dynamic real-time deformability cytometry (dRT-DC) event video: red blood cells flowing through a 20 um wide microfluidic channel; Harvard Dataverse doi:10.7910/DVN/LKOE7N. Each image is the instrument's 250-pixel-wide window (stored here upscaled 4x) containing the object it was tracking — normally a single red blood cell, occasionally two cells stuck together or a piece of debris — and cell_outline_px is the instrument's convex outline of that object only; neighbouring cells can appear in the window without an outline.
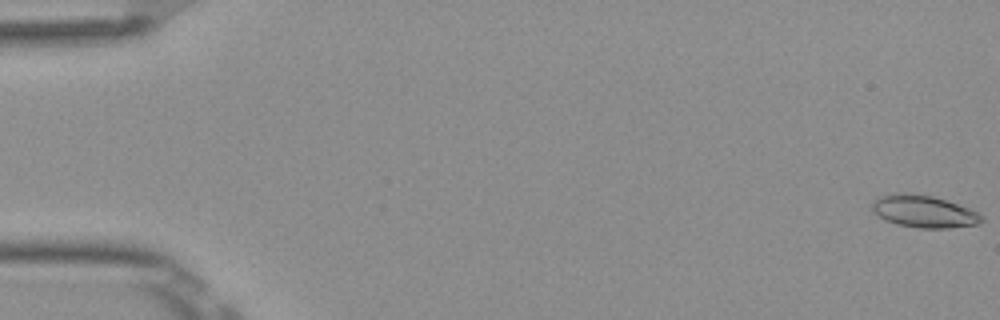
{"species": "Egyptian fruit bat (a non-hibernating species)", "species_latin": "Rousettus aegyptiacus", "temperature_condition": "room temperature", "stored_images_in_passage": 54, "camera_frame_rate_fps": 3000, "um_per_image_px": 0.085, "frame": {"image": 1, "passage_image": 1, "time_ms": 0.0, "image_size_px": [1000, 320], "cell_outline_px": [[984, 220], [980, 224], [948, 228], [920, 228], [896, 224], [880, 216], [872, 208], [872, 204], [880, 196], [892, 192], [896, 192], [932, 196], [968, 208], [984, 216]], "centroid_in_image_um": [78.56, 17.98], "position_along_channel_um": 6.4, "area_um2": 20.23}}
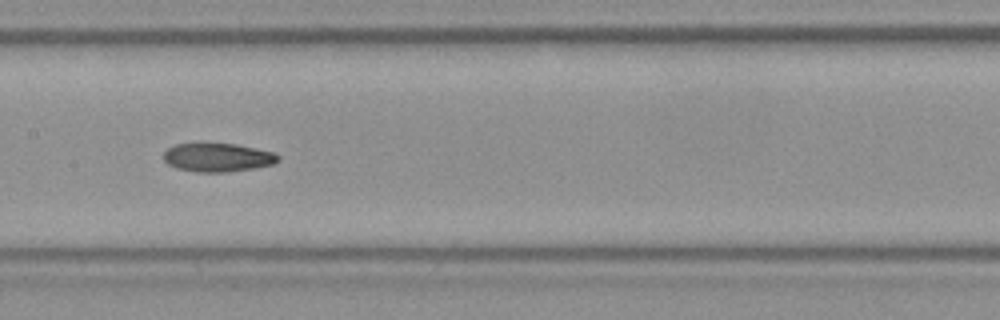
{"frame": {"image": 2, "passage_image": 27, "time_ms": 8.667, "image_size_px": [1000, 320], "cell_outline_px": [[280, 160], [272, 164], [256, 168], [228, 172], [196, 172], [176, 168], [168, 164], [164, 160], [164, 152], [168, 148], [176, 144], [196, 140], [200, 140], [236, 144], [256, 148], [272, 152], [280, 156]], "centroid_in_image_um": [18.46, 13.33], "position_along_channel_um": 188.9, "area_um2": 19.94}}
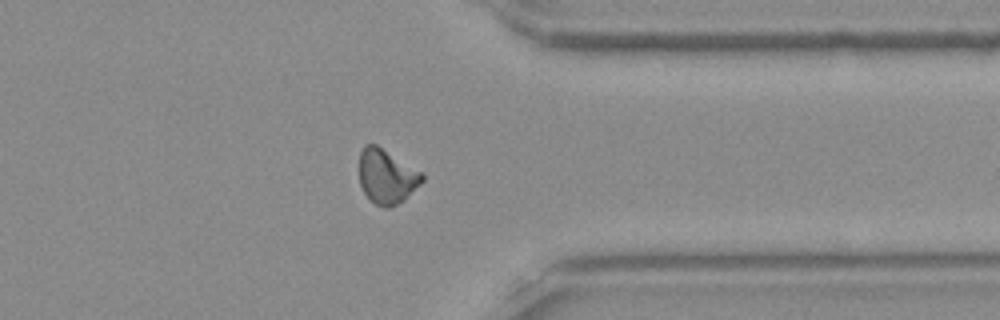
{"frame": {"image": 3, "passage_image": 42, "time_ms": 13.667, "image_size_px": [1000, 320], "cell_outline_px": [[424, 180], [404, 200], [388, 208], [384, 208], [376, 204], [364, 192], [360, 184], [360, 152], [364, 144], [376, 144], [420, 172], [424, 176]], "centroid_in_image_um": [32.85, 15.0], "position_along_channel_um": 378.5, "area_um2": 19.54}, "authors_computed_cell_mechanics": {"area_um2": 19.5364, "velocity_mm_per_s": 3.9132, "shape_relaxation_time_tau1_ms": null, "shape_relaxation_time_tau2_ms": 8.2712, "deformation_change_tau1": null, "deformation_change_tau2": 0.1592}}